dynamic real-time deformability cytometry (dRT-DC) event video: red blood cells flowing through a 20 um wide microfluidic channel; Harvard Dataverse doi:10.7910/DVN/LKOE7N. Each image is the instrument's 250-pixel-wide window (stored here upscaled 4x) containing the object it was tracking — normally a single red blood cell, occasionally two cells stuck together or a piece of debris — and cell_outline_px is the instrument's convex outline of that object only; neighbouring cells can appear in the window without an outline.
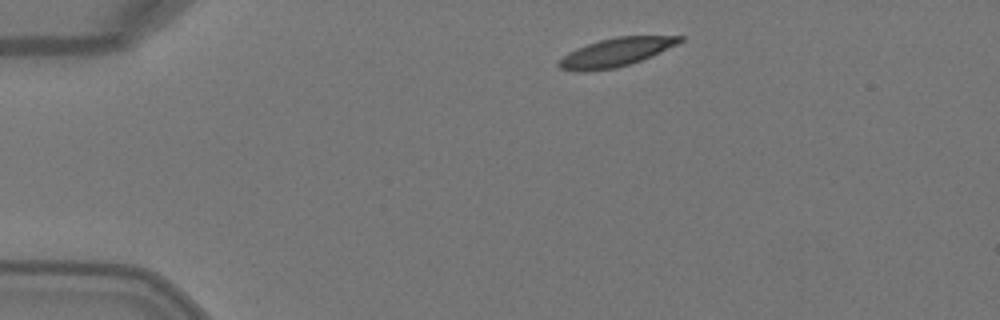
{"species": "Egyptian fruit bat (a non-hibernating species)", "species_latin": "Rousettus aegyptiacus", "temperature_condition": "warm", "stored_images_in_passage": 3, "camera_frame_rate_fps": 3000, "um_per_image_px": 0.085, "animal": {"sex": "female"}, "frame": {"image": 1, "passage_image": 1, "time_ms": 0.0, "image_size_px": [1000, 320], "cell_outline_px": [[684, 40], [680, 44], [652, 56], [616, 68], [584, 72], [576, 72], [560, 68], [556, 64], [556, 60], [568, 52], [576, 48], [600, 40], [616, 36], [684, 36]], "centroid_in_image_um": [52.33, 4.45], "position_along_channel_um": 32.7, "area_um2": 20.35}}